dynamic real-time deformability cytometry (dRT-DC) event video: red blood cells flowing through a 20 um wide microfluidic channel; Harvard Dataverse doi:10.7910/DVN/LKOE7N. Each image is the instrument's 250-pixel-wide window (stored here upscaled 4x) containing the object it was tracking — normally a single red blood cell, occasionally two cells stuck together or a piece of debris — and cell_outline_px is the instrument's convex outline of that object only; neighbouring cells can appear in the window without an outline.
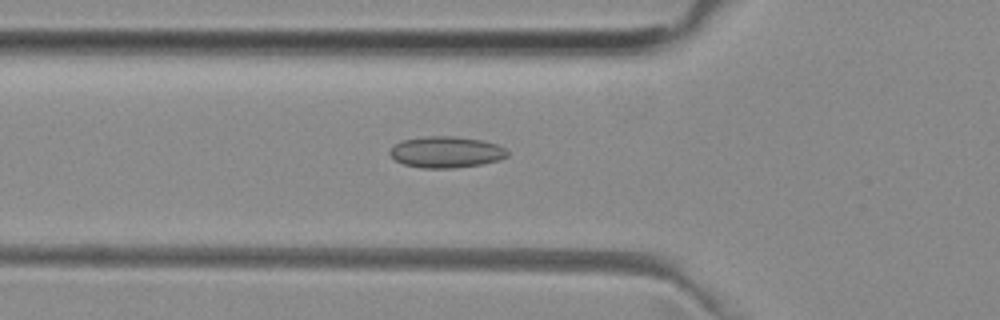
{"species": "common noctule bat (a hibernating species)", "species_latin": "Nyctalus noctula", "temperature_condition": "room temperature", "stored_images_in_passage": 37, "camera_frame_rate_fps": 3000, "um_per_image_px": 0.085, "animal": {"sex": "female", "body_mass_g": 29.2, "forearm_length_mm": 56.3}, "frame": {"image": 1, "passage_image": 3, "time_ms": 0.667, "image_size_px": [1000, 320], "cell_outline_px": [[508, 156], [500, 160], [480, 164], [452, 168], [420, 168], [404, 164], [396, 160], [388, 152], [392, 144], [400, 140], [428, 136], [456, 136], [480, 140], [496, 144], [504, 148], [508, 152]], "centroid_in_image_um": [37.88, 12.92], "position_along_channel_um": 87.9, "area_um2": 21.5}}
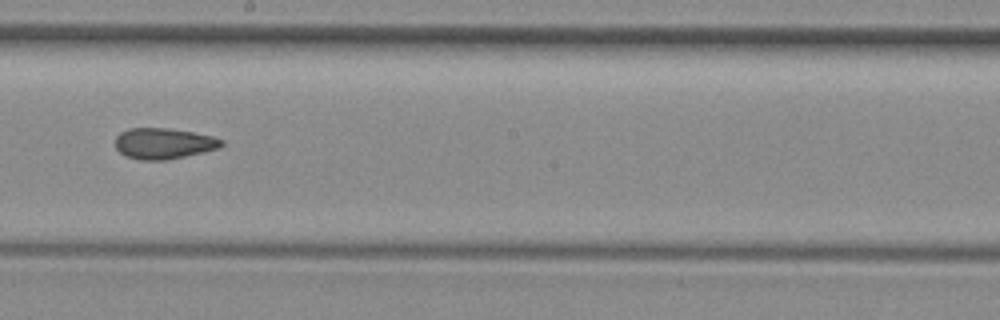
{"frame": {"image": 2, "passage_image": 14, "time_ms": 4.333, "image_size_px": [1000, 320], "cell_outline_px": [[224, 144], [220, 148], [204, 152], [168, 160], [140, 160], [124, 156], [116, 148], [116, 136], [120, 132], [128, 128], [168, 128], [192, 132], [212, 136], [224, 140]], "centroid_in_image_um": [13.92, 12.2], "position_along_channel_um": 234.3, "area_um2": 19.31}}
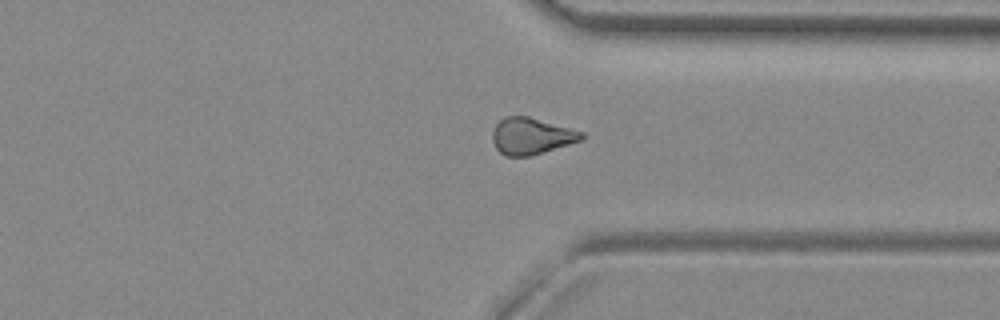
{"frame": {"image": 3, "passage_image": 24, "time_ms": 7.667, "image_size_px": [1000, 320], "cell_outline_px": [[584, 140], [532, 156], [504, 156], [496, 148], [492, 140], [492, 132], [496, 124], [504, 116], [528, 116], [584, 132]], "centroid_in_image_um": [45.17, 11.58], "position_along_channel_um": 366.2, "area_um2": 19.19}, "authors_computed_cell_mechanics": {"area_um2": 19.1896, "velocity_mm_per_s": 3.9807, "shape_relaxation_time_tau1_ms": null, "shape_relaxation_time_tau2_ms": 4.333, "deformation_change_tau1": null, "deformation_change_tau2": 0.1129}}